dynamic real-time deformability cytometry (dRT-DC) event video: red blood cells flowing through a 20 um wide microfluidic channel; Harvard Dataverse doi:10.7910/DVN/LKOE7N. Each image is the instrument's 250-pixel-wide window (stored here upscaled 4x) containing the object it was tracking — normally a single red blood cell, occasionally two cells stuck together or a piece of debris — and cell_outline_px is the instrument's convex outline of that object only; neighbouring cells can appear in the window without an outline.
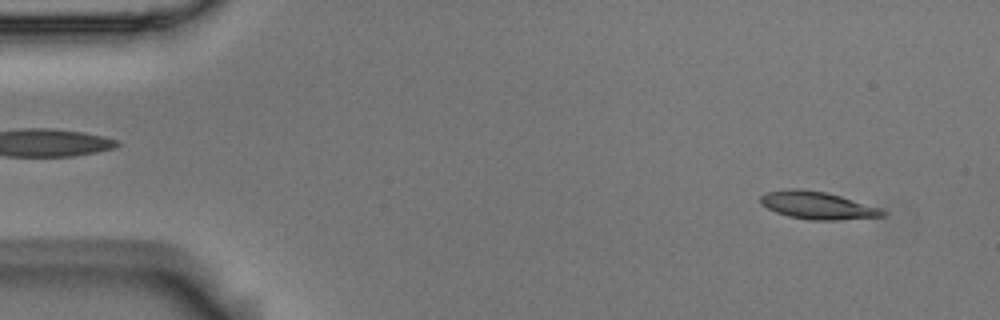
{"species": "Egyptian fruit bat (a non-hibernating species)", "species_latin": "Rousettus aegyptiacus", "temperature_condition": "room temperature", "stored_images_in_passage": 55, "camera_frame_rate_fps": 3000, "um_per_image_px": 0.085, "animal": {"sex": "male"}, "frame": {"image": 1, "passage_image": 4, "time_ms": 1.0, "image_size_px": [1000, 320], "cell_outline_px": [[888, 212], [884, 216], [840, 220], [808, 220], [788, 216], [776, 212], [760, 204], [760, 196], [768, 192], [792, 188], [800, 188], [824, 192], [840, 196]], "centroid_in_image_um": [69.42, 17.46], "position_along_channel_um": 15.6, "area_um2": 19.31}}
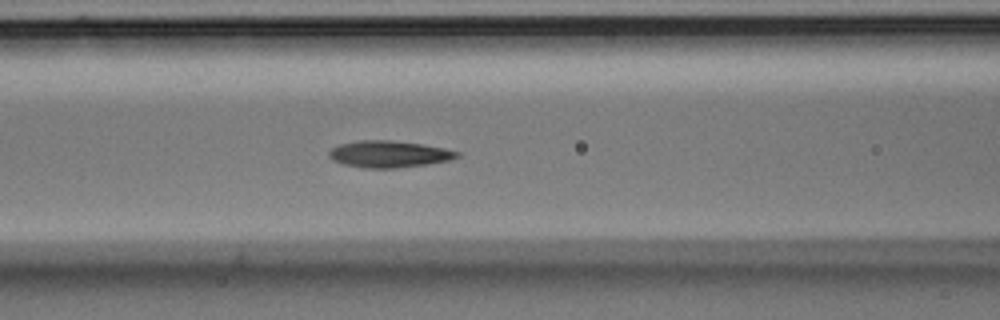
{"frame": {"image": 2, "passage_image": 22, "time_ms": 7.0, "image_size_px": [1000, 320], "cell_outline_px": [[460, 156], [448, 160], [428, 164], [396, 168], [364, 168], [344, 164], [332, 160], [328, 156], [328, 152], [332, 148], [340, 144], [360, 140], [392, 140], [420, 144], [444, 148], [460, 152]], "centroid_in_image_um": [33.04, 13.1], "position_along_channel_um": 133.6, "area_um2": 19.88}}
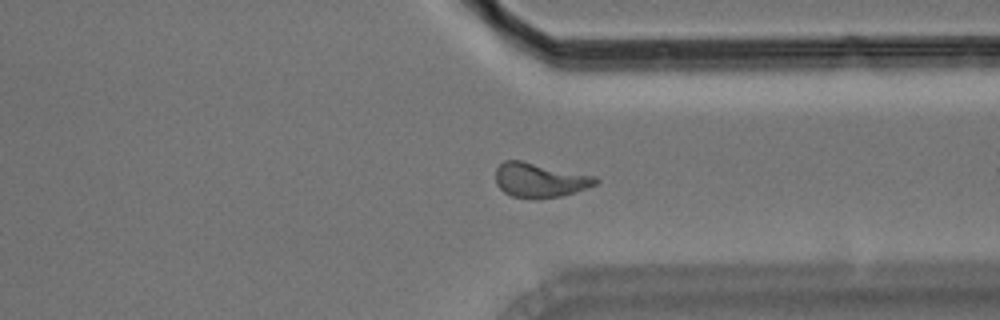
{"frame": {"image": 3, "passage_image": 41, "time_ms": 13.333, "image_size_px": [1000, 320], "cell_outline_px": [[600, 180], [596, 184], [576, 192], [560, 196], [532, 200], [512, 196], [504, 192], [496, 184], [496, 168], [504, 160], [520, 160], [596, 176]], "centroid_in_image_um": [45.88, 15.32], "position_along_channel_um": 365.5, "area_um2": 20.23}}